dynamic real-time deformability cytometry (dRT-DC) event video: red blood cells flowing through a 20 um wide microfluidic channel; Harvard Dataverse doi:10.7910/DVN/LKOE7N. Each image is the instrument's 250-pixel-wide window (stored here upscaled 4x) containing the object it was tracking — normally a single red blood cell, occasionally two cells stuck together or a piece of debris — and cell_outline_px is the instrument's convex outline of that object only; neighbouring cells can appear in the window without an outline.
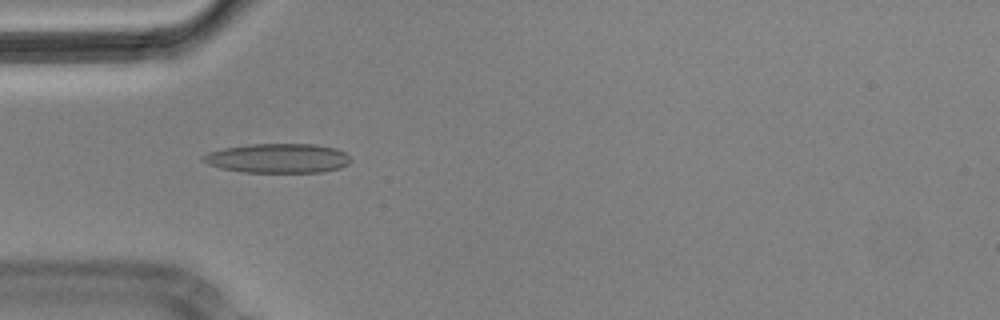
{"species": "Egyptian fruit bat (a non-hibernating species)", "species_latin": "Rousettus aegyptiacus", "temperature_condition": "cold", "stored_images_in_passage": 2, "camera_frame_rate_fps": 3000, "um_per_image_px": 0.085, "animal": {"sex": "male"}, "frame": {"image": 1, "passage_image": 1, "time_ms": 0.0, "image_size_px": [1000, 320], "cell_outline_px": [[352, 160], [348, 164], [340, 168], [324, 172], [240, 172], [220, 168], [208, 164], [200, 160], [200, 156], [208, 152], [224, 148], [248, 144], [316, 144], [336, 148], [344, 152]], "centroid_in_image_um": [23.6, 13.45], "position_along_channel_um": 61.4, "area_um2": 25.55}}